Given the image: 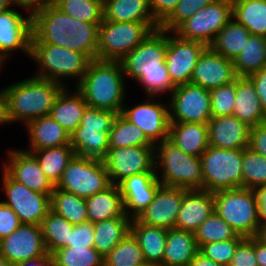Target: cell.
<instances>
[{
    "instance_id": "obj_1",
    "label": "cell",
    "mask_w": 266,
    "mask_h": 266,
    "mask_svg": "<svg viewBox=\"0 0 266 266\" xmlns=\"http://www.w3.org/2000/svg\"><path fill=\"white\" fill-rule=\"evenodd\" d=\"M32 14L31 43H47L97 57L99 25L83 22L63 13L55 5L37 8Z\"/></svg>"
},
{
    "instance_id": "obj_2",
    "label": "cell",
    "mask_w": 266,
    "mask_h": 266,
    "mask_svg": "<svg viewBox=\"0 0 266 266\" xmlns=\"http://www.w3.org/2000/svg\"><path fill=\"white\" fill-rule=\"evenodd\" d=\"M166 52L167 31L157 29L120 60L124 75L141 83L152 100L177 87L167 70Z\"/></svg>"
},
{
    "instance_id": "obj_3",
    "label": "cell",
    "mask_w": 266,
    "mask_h": 266,
    "mask_svg": "<svg viewBox=\"0 0 266 266\" xmlns=\"http://www.w3.org/2000/svg\"><path fill=\"white\" fill-rule=\"evenodd\" d=\"M66 84L31 76L4 88L7 122L31 120L48 116L55 99Z\"/></svg>"
},
{
    "instance_id": "obj_4",
    "label": "cell",
    "mask_w": 266,
    "mask_h": 266,
    "mask_svg": "<svg viewBox=\"0 0 266 266\" xmlns=\"http://www.w3.org/2000/svg\"><path fill=\"white\" fill-rule=\"evenodd\" d=\"M124 77L120 61L95 59L75 87L88 106L120 114L126 100Z\"/></svg>"
},
{
    "instance_id": "obj_5",
    "label": "cell",
    "mask_w": 266,
    "mask_h": 266,
    "mask_svg": "<svg viewBox=\"0 0 266 266\" xmlns=\"http://www.w3.org/2000/svg\"><path fill=\"white\" fill-rule=\"evenodd\" d=\"M154 147L155 169H161V175L156 173V176L162 185L203 189L201 158L185 153L169 139L156 143Z\"/></svg>"
},
{
    "instance_id": "obj_6",
    "label": "cell",
    "mask_w": 266,
    "mask_h": 266,
    "mask_svg": "<svg viewBox=\"0 0 266 266\" xmlns=\"http://www.w3.org/2000/svg\"><path fill=\"white\" fill-rule=\"evenodd\" d=\"M30 58L40 69L33 76L61 84L65 78H75L78 79L77 85L91 61L85 54L47 43H31Z\"/></svg>"
},
{
    "instance_id": "obj_7",
    "label": "cell",
    "mask_w": 266,
    "mask_h": 266,
    "mask_svg": "<svg viewBox=\"0 0 266 266\" xmlns=\"http://www.w3.org/2000/svg\"><path fill=\"white\" fill-rule=\"evenodd\" d=\"M214 211L238 235L243 237L257 235L261 223L255 190L242 187L215 192Z\"/></svg>"
},
{
    "instance_id": "obj_8",
    "label": "cell",
    "mask_w": 266,
    "mask_h": 266,
    "mask_svg": "<svg viewBox=\"0 0 266 266\" xmlns=\"http://www.w3.org/2000/svg\"><path fill=\"white\" fill-rule=\"evenodd\" d=\"M157 29L153 22H113L103 19L99 25L96 59L120 61Z\"/></svg>"
},
{
    "instance_id": "obj_9",
    "label": "cell",
    "mask_w": 266,
    "mask_h": 266,
    "mask_svg": "<svg viewBox=\"0 0 266 266\" xmlns=\"http://www.w3.org/2000/svg\"><path fill=\"white\" fill-rule=\"evenodd\" d=\"M243 149L209 146L202 154L203 190L218 192L242 188Z\"/></svg>"
},
{
    "instance_id": "obj_10",
    "label": "cell",
    "mask_w": 266,
    "mask_h": 266,
    "mask_svg": "<svg viewBox=\"0 0 266 266\" xmlns=\"http://www.w3.org/2000/svg\"><path fill=\"white\" fill-rule=\"evenodd\" d=\"M111 185L102 160L75 155L55 187L86 199Z\"/></svg>"
},
{
    "instance_id": "obj_11",
    "label": "cell",
    "mask_w": 266,
    "mask_h": 266,
    "mask_svg": "<svg viewBox=\"0 0 266 266\" xmlns=\"http://www.w3.org/2000/svg\"><path fill=\"white\" fill-rule=\"evenodd\" d=\"M233 18L232 0H213L182 22L173 33L210 47L218 32Z\"/></svg>"
},
{
    "instance_id": "obj_12",
    "label": "cell",
    "mask_w": 266,
    "mask_h": 266,
    "mask_svg": "<svg viewBox=\"0 0 266 266\" xmlns=\"http://www.w3.org/2000/svg\"><path fill=\"white\" fill-rule=\"evenodd\" d=\"M2 171V189L7 200L1 202L17 214L22 224L40 226L44 217L51 210V193L32 191L24 184L12 179L4 170Z\"/></svg>"
},
{
    "instance_id": "obj_13",
    "label": "cell",
    "mask_w": 266,
    "mask_h": 266,
    "mask_svg": "<svg viewBox=\"0 0 266 266\" xmlns=\"http://www.w3.org/2000/svg\"><path fill=\"white\" fill-rule=\"evenodd\" d=\"M170 123H203L212 119L210 91L187 83L178 85L171 93Z\"/></svg>"
},
{
    "instance_id": "obj_14",
    "label": "cell",
    "mask_w": 266,
    "mask_h": 266,
    "mask_svg": "<svg viewBox=\"0 0 266 266\" xmlns=\"http://www.w3.org/2000/svg\"><path fill=\"white\" fill-rule=\"evenodd\" d=\"M111 183L140 173H158L155 169L154 146H131L109 149L102 160Z\"/></svg>"
},
{
    "instance_id": "obj_15",
    "label": "cell",
    "mask_w": 266,
    "mask_h": 266,
    "mask_svg": "<svg viewBox=\"0 0 266 266\" xmlns=\"http://www.w3.org/2000/svg\"><path fill=\"white\" fill-rule=\"evenodd\" d=\"M151 99L144 103L135 104L133 107H122L121 115L139 127L146 137L155 145L169 139L170 113L169 104H162Z\"/></svg>"
},
{
    "instance_id": "obj_16",
    "label": "cell",
    "mask_w": 266,
    "mask_h": 266,
    "mask_svg": "<svg viewBox=\"0 0 266 266\" xmlns=\"http://www.w3.org/2000/svg\"><path fill=\"white\" fill-rule=\"evenodd\" d=\"M206 48L207 46L200 42L184 40L173 32H167L165 63L176 86L190 83L195 65Z\"/></svg>"
},
{
    "instance_id": "obj_17",
    "label": "cell",
    "mask_w": 266,
    "mask_h": 266,
    "mask_svg": "<svg viewBox=\"0 0 266 266\" xmlns=\"http://www.w3.org/2000/svg\"><path fill=\"white\" fill-rule=\"evenodd\" d=\"M0 253L11 266L45 256L48 252L41 227L36 224H21L13 233L0 241Z\"/></svg>"
},
{
    "instance_id": "obj_18",
    "label": "cell",
    "mask_w": 266,
    "mask_h": 266,
    "mask_svg": "<svg viewBox=\"0 0 266 266\" xmlns=\"http://www.w3.org/2000/svg\"><path fill=\"white\" fill-rule=\"evenodd\" d=\"M31 37V13L25 17L10 7L0 12V56L5 61L16 50H21L30 57Z\"/></svg>"
},
{
    "instance_id": "obj_19",
    "label": "cell",
    "mask_w": 266,
    "mask_h": 266,
    "mask_svg": "<svg viewBox=\"0 0 266 266\" xmlns=\"http://www.w3.org/2000/svg\"><path fill=\"white\" fill-rule=\"evenodd\" d=\"M2 169L14 180L39 193H52L54 185L43 173L36 157L25 150L7 151Z\"/></svg>"
},
{
    "instance_id": "obj_20",
    "label": "cell",
    "mask_w": 266,
    "mask_h": 266,
    "mask_svg": "<svg viewBox=\"0 0 266 266\" xmlns=\"http://www.w3.org/2000/svg\"><path fill=\"white\" fill-rule=\"evenodd\" d=\"M188 189L161 185L153 201L136 219L148 226L175 228L183 195Z\"/></svg>"
},
{
    "instance_id": "obj_21",
    "label": "cell",
    "mask_w": 266,
    "mask_h": 266,
    "mask_svg": "<svg viewBox=\"0 0 266 266\" xmlns=\"http://www.w3.org/2000/svg\"><path fill=\"white\" fill-rule=\"evenodd\" d=\"M237 78L233 61L217 54L211 47H207L195 65L190 83L210 90Z\"/></svg>"
},
{
    "instance_id": "obj_22",
    "label": "cell",
    "mask_w": 266,
    "mask_h": 266,
    "mask_svg": "<svg viewBox=\"0 0 266 266\" xmlns=\"http://www.w3.org/2000/svg\"><path fill=\"white\" fill-rule=\"evenodd\" d=\"M161 185L156 173H140L121 181L118 186L125 214L131 219L136 218L153 201Z\"/></svg>"
},
{
    "instance_id": "obj_23",
    "label": "cell",
    "mask_w": 266,
    "mask_h": 266,
    "mask_svg": "<svg viewBox=\"0 0 266 266\" xmlns=\"http://www.w3.org/2000/svg\"><path fill=\"white\" fill-rule=\"evenodd\" d=\"M213 211V192L203 189L187 190L183 195L175 228L194 233Z\"/></svg>"
},
{
    "instance_id": "obj_24",
    "label": "cell",
    "mask_w": 266,
    "mask_h": 266,
    "mask_svg": "<svg viewBox=\"0 0 266 266\" xmlns=\"http://www.w3.org/2000/svg\"><path fill=\"white\" fill-rule=\"evenodd\" d=\"M250 127L233 115L212 118L208 122L209 146L222 149H245Z\"/></svg>"
},
{
    "instance_id": "obj_25",
    "label": "cell",
    "mask_w": 266,
    "mask_h": 266,
    "mask_svg": "<svg viewBox=\"0 0 266 266\" xmlns=\"http://www.w3.org/2000/svg\"><path fill=\"white\" fill-rule=\"evenodd\" d=\"M168 229L148 226L132 219L130 233L137 240L148 266H162Z\"/></svg>"
},
{
    "instance_id": "obj_26",
    "label": "cell",
    "mask_w": 266,
    "mask_h": 266,
    "mask_svg": "<svg viewBox=\"0 0 266 266\" xmlns=\"http://www.w3.org/2000/svg\"><path fill=\"white\" fill-rule=\"evenodd\" d=\"M232 115L249 127L266 122V116L262 110L256 88L248 77L237 78V91Z\"/></svg>"
},
{
    "instance_id": "obj_27",
    "label": "cell",
    "mask_w": 266,
    "mask_h": 266,
    "mask_svg": "<svg viewBox=\"0 0 266 266\" xmlns=\"http://www.w3.org/2000/svg\"><path fill=\"white\" fill-rule=\"evenodd\" d=\"M66 89L64 87L55 99L49 116L71 135L79 126L83 112L88 104L76 87L73 94Z\"/></svg>"
},
{
    "instance_id": "obj_28",
    "label": "cell",
    "mask_w": 266,
    "mask_h": 266,
    "mask_svg": "<svg viewBox=\"0 0 266 266\" xmlns=\"http://www.w3.org/2000/svg\"><path fill=\"white\" fill-rule=\"evenodd\" d=\"M29 150L70 145V135L52 117L43 116L28 122Z\"/></svg>"
},
{
    "instance_id": "obj_29",
    "label": "cell",
    "mask_w": 266,
    "mask_h": 266,
    "mask_svg": "<svg viewBox=\"0 0 266 266\" xmlns=\"http://www.w3.org/2000/svg\"><path fill=\"white\" fill-rule=\"evenodd\" d=\"M169 140L185 153L201 158L209 147L208 124L170 123Z\"/></svg>"
},
{
    "instance_id": "obj_30",
    "label": "cell",
    "mask_w": 266,
    "mask_h": 266,
    "mask_svg": "<svg viewBox=\"0 0 266 266\" xmlns=\"http://www.w3.org/2000/svg\"><path fill=\"white\" fill-rule=\"evenodd\" d=\"M88 221L96 223L112 218H129L125 214L123 198L118 185L112 184L106 190L85 199Z\"/></svg>"
},
{
    "instance_id": "obj_31",
    "label": "cell",
    "mask_w": 266,
    "mask_h": 266,
    "mask_svg": "<svg viewBox=\"0 0 266 266\" xmlns=\"http://www.w3.org/2000/svg\"><path fill=\"white\" fill-rule=\"evenodd\" d=\"M198 252L194 233L176 228L168 229L162 266H188Z\"/></svg>"
},
{
    "instance_id": "obj_32",
    "label": "cell",
    "mask_w": 266,
    "mask_h": 266,
    "mask_svg": "<svg viewBox=\"0 0 266 266\" xmlns=\"http://www.w3.org/2000/svg\"><path fill=\"white\" fill-rule=\"evenodd\" d=\"M104 20L113 22H153L149 0H107L103 6Z\"/></svg>"
},
{
    "instance_id": "obj_33",
    "label": "cell",
    "mask_w": 266,
    "mask_h": 266,
    "mask_svg": "<svg viewBox=\"0 0 266 266\" xmlns=\"http://www.w3.org/2000/svg\"><path fill=\"white\" fill-rule=\"evenodd\" d=\"M131 218H112L94 223V248L105 257L129 233Z\"/></svg>"
},
{
    "instance_id": "obj_34",
    "label": "cell",
    "mask_w": 266,
    "mask_h": 266,
    "mask_svg": "<svg viewBox=\"0 0 266 266\" xmlns=\"http://www.w3.org/2000/svg\"><path fill=\"white\" fill-rule=\"evenodd\" d=\"M25 151L31 152L36 157L43 173L54 186L61 180L63 171L76 155L70 145Z\"/></svg>"
},
{
    "instance_id": "obj_35",
    "label": "cell",
    "mask_w": 266,
    "mask_h": 266,
    "mask_svg": "<svg viewBox=\"0 0 266 266\" xmlns=\"http://www.w3.org/2000/svg\"><path fill=\"white\" fill-rule=\"evenodd\" d=\"M250 31L232 18L217 34L211 48L219 55L234 61L243 50Z\"/></svg>"
},
{
    "instance_id": "obj_36",
    "label": "cell",
    "mask_w": 266,
    "mask_h": 266,
    "mask_svg": "<svg viewBox=\"0 0 266 266\" xmlns=\"http://www.w3.org/2000/svg\"><path fill=\"white\" fill-rule=\"evenodd\" d=\"M233 18L251 35L266 37V0H232Z\"/></svg>"
},
{
    "instance_id": "obj_37",
    "label": "cell",
    "mask_w": 266,
    "mask_h": 266,
    "mask_svg": "<svg viewBox=\"0 0 266 266\" xmlns=\"http://www.w3.org/2000/svg\"><path fill=\"white\" fill-rule=\"evenodd\" d=\"M70 146L77 156L103 160L109 150V132L76 129L70 135Z\"/></svg>"
},
{
    "instance_id": "obj_38",
    "label": "cell",
    "mask_w": 266,
    "mask_h": 266,
    "mask_svg": "<svg viewBox=\"0 0 266 266\" xmlns=\"http://www.w3.org/2000/svg\"><path fill=\"white\" fill-rule=\"evenodd\" d=\"M233 63L238 77H248L266 67V37L250 35Z\"/></svg>"
},
{
    "instance_id": "obj_39",
    "label": "cell",
    "mask_w": 266,
    "mask_h": 266,
    "mask_svg": "<svg viewBox=\"0 0 266 266\" xmlns=\"http://www.w3.org/2000/svg\"><path fill=\"white\" fill-rule=\"evenodd\" d=\"M50 206L51 211L64 217L73 225L88 221L85 199L75 194L54 187Z\"/></svg>"
},
{
    "instance_id": "obj_40",
    "label": "cell",
    "mask_w": 266,
    "mask_h": 266,
    "mask_svg": "<svg viewBox=\"0 0 266 266\" xmlns=\"http://www.w3.org/2000/svg\"><path fill=\"white\" fill-rule=\"evenodd\" d=\"M131 146H154L144 132L117 114L109 132V149Z\"/></svg>"
},
{
    "instance_id": "obj_41",
    "label": "cell",
    "mask_w": 266,
    "mask_h": 266,
    "mask_svg": "<svg viewBox=\"0 0 266 266\" xmlns=\"http://www.w3.org/2000/svg\"><path fill=\"white\" fill-rule=\"evenodd\" d=\"M73 226L74 225L64 217L51 210L48 212L42 220L40 227L49 254H52L62 247H67V242H69L70 237V228H73Z\"/></svg>"
},
{
    "instance_id": "obj_42",
    "label": "cell",
    "mask_w": 266,
    "mask_h": 266,
    "mask_svg": "<svg viewBox=\"0 0 266 266\" xmlns=\"http://www.w3.org/2000/svg\"><path fill=\"white\" fill-rule=\"evenodd\" d=\"M104 266H148L134 236L129 233L104 257Z\"/></svg>"
},
{
    "instance_id": "obj_43",
    "label": "cell",
    "mask_w": 266,
    "mask_h": 266,
    "mask_svg": "<svg viewBox=\"0 0 266 266\" xmlns=\"http://www.w3.org/2000/svg\"><path fill=\"white\" fill-rule=\"evenodd\" d=\"M195 240L200 247L203 244L234 239L236 231L215 211L194 232Z\"/></svg>"
},
{
    "instance_id": "obj_44",
    "label": "cell",
    "mask_w": 266,
    "mask_h": 266,
    "mask_svg": "<svg viewBox=\"0 0 266 266\" xmlns=\"http://www.w3.org/2000/svg\"><path fill=\"white\" fill-rule=\"evenodd\" d=\"M242 187L255 190L266 185V158L249 147L243 149Z\"/></svg>"
},
{
    "instance_id": "obj_45",
    "label": "cell",
    "mask_w": 266,
    "mask_h": 266,
    "mask_svg": "<svg viewBox=\"0 0 266 266\" xmlns=\"http://www.w3.org/2000/svg\"><path fill=\"white\" fill-rule=\"evenodd\" d=\"M51 255L58 266H104V257L95 248L62 247Z\"/></svg>"
},
{
    "instance_id": "obj_46",
    "label": "cell",
    "mask_w": 266,
    "mask_h": 266,
    "mask_svg": "<svg viewBox=\"0 0 266 266\" xmlns=\"http://www.w3.org/2000/svg\"><path fill=\"white\" fill-rule=\"evenodd\" d=\"M55 6L63 13L88 23H101L103 5L94 0H59Z\"/></svg>"
},
{
    "instance_id": "obj_47",
    "label": "cell",
    "mask_w": 266,
    "mask_h": 266,
    "mask_svg": "<svg viewBox=\"0 0 266 266\" xmlns=\"http://www.w3.org/2000/svg\"><path fill=\"white\" fill-rule=\"evenodd\" d=\"M209 91L212 118L232 115L237 91V79L220 87L212 88Z\"/></svg>"
},
{
    "instance_id": "obj_48",
    "label": "cell",
    "mask_w": 266,
    "mask_h": 266,
    "mask_svg": "<svg viewBox=\"0 0 266 266\" xmlns=\"http://www.w3.org/2000/svg\"><path fill=\"white\" fill-rule=\"evenodd\" d=\"M244 238L238 235L234 239L203 244L199 247V253L221 266H229L238 244Z\"/></svg>"
},
{
    "instance_id": "obj_49",
    "label": "cell",
    "mask_w": 266,
    "mask_h": 266,
    "mask_svg": "<svg viewBox=\"0 0 266 266\" xmlns=\"http://www.w3.org/2000/svg\"><path fill=\"white\" fill-rule=\"evenodd\" d=\"M213 0H180L172 14L160 25V29L173 32L182 22L193 16Z\"/></svg>"
},
{
    "instance_id": "obj_50",
    "label": "cell",
    "mask_w": 266,
    "mask_h": 266,
    "mask_svg": "<svg viewBox=\"0 0 266 266\" xmlns=\"http://www.w3.org/2000/svg\"><path fill=\"white\" fill-rule=\"evenodd\" d=\"M116 112L87 106L77 129H91L96 132H110Z\"/></svg>"
},
{
    "instance_id": "obj_51",
    "label": "cell",
    "mask_w": 266,
    "mask_h": 266,
    "mask_svg": "<svg viewBox=\"0 0 266 266\" xmlns=\"http://www.w3.org/2000/svg\"><path fill=\"white\" fill-rule=\"evenodd\" d=\"M67 247L94 248V223L87 221L75 224L73 228H70Z\"/></svg>"
},
{
    "instance_id": "obj_52",
    "label": "cell",
    "mask_w": 266,
    "mask_h": 266,
    "mask_svg": "<svg viewBox=\"0 0 266 266\" xmlns=\"http://www.w3.org/2000/svg\"><path fill=\"white\" fill-rule=\"evenodd\" d=\"M229 266H258L255 255V237H245L238 244Z\"/></svg>"
},
{
    "instance_id": "obj_53",
    "label": "cell",
    "mask_w": 266,
    "mask_h": 266,
    "mask_svg": "<svg viewBox=\"0 0 266 266\" xmlns=\"http://www.w3.org/2000/svg\"><path fill=\"white\" fill-rule=\"evenodd\" d=\"M21 224L17 214L0 201V241L13 233Z\"/></svg>"
},
{
    "instance_id": "obj_54",
    "label": "cell",
    "mask_w": 266,
    "mask_h": 266,
    "mask_svg": "<svg viewBox=\"0 0 266 266\" xmlns=\"http://www.w3.org/2000/svg\"><path fill=\"white\" fill-rule=\"evenodd\" d=\"M180 0H149L151 13L161 25L175 10Z\"/></svg>"
},
{
    "instance_id": "obj_55",
    "label": "cell",
    "mask_w": 266,
    "mask_h": 266,
    "mask_svg": "<svg viewBox=\"0 0 266 266\" xmlns=\"http://www.w3.org/2000/svg\"><path fill=\"white\" fill-rule=\"evenodd\" d=\"M248 147L266 158V122L250 127Z\"/></svg>"
},
{
    "instance_id": "obj_56",
    "label": "cell",
    "mask_w": 266,
    "mask_h": 266,
    "mask_svg": "<svg viewBox=\"0 0 266 266\" xmlns=\"http://www.w3.org/2000/svg\"><path fill=\"white\" fill-rule=\"evenodd\" d=\"M253 82L261 102V107L266 116V67L248 76Z\"/></svg>"
},
{
    "instance_id": "obj_57",
    "label": "cell",
    "mask_w": 266,
    "mask_h": 266,
    "mask_svg": "<svg viewBox=\"0 0 266 266\" xmlns=\"http://www.w3.org/2000/svg\"><path fill=\"white\" fill-rule=\"evenodd\" d=\"M258 200L259 221L261 225L266 224V185L255 189Z\"/></svg>"
},
{
    "instance_id": "obj_58",
    "label": "cell",
    "mask_w": 266,
    "mask_h": 266,
    "mask_svg": "<svg viewBox=\"0 0 266 266\" xmlns=\"http://www.w3.org/2000/svg\"><path fill=\"white\" fill-rule=\"evenodd\" d=\"M16 266H58V264L52 255L47 253L45 256L22 261Z\"/></svg>"
},
{
    "instance_id": "obj_59",
    "label": "cell",
    "mask_w": 266,
    "mask_h": 266,
    "mask_svg": "<svg viewBox=\"0 0 266 266\" xmlns=\"http://www.w3.org/2000/svg\"><path fill=\"white\" fill-rule=\"evenodd\" d=\"M18 3L23 5L25 9L31 13L33 10L47 6V5H55L59 0H16Z\"/></svg>"
},
{
    "instance_id": "obj_60",
    "label": "cell",
    "mask_w": 266,
    "mask_h": 266,
    "mask_svg": "<svg viewBox=\"0 0 266 266\" xmlns=\"http://www.w3.org/2000/svg\"><path fill=\"white\" fill-rule=\"evenodd\" d=\"M255 255L258 266H266V245L255 237Z\"/></svg>"
},
{
    "instance_id": "obj_61",
    "label": "cell",
    "mask_w": 266,
    "mask_h": 266,
    "mask_svg": "<svg viewBox=\"0 0 266 266\" xmlns=\"http://www.w3.org/2000/svg\"><path fill=\"white\" fill-rule=\"evenodd\" d=\"M188 266H221L220 264L204 257L199 252L195 255V257L189 262Z\"/></svg>"
},
{
    "instance_id": "obj_62",
    "label": "cell",
    "mask_w": 266,
    "mask_h": 266,
    "mask_svg": "<svg viewBox=\"0 0 266 266\" xmlns=\"http://www.w3.org/2000/svg\"><path fill=\"white\" fill-rule=\"evenodd\" d=\"M0 124H8L6 118V96L3 88L0 90Z\"/></svg>"
},
{
    "instance_id": "obj_63",
    "label": "cell",
    "mask_w": 266,
    "mask_h": 266,
    "mask_svg": "<svg viewBox=\"0 0 266 266\" xmlns=\"http://www.w3.org/2000/svg\"><path fill=\"white\" fill-rule=\"evenodd\" d=\"M13 6H19L22 7L23 9L25 8L23 5L18 3L16 0H0V12L8 9L9 7Z\"/></svg>"
},
{
    "instance_id": "obj_64",
    "label": "cell",
    "mask_w": 266,
    "mask_h": 266,
    "mask_svg": "<svg viewBox=\"0 0 266 266\" xmlns=\"http://www.w3.org/2000/svg\"><path fill=\"white\" fill-rule=\"evenodd\" d=\"M255 237L266 245V224L260 225Z\"/></svg>"
},
{
    "instance_id": "obj_65",
    "label": "cell",
    "mask_w": 266,
    "mask_h": 266,
    "mask_svg": "<svg viewBox=\"0 0 266 266\" xmlns=\"http://www.w3.org/2000/svg\"><path fill=\"white\" fill-rule=\"evenodd\" d=\"M0 266H11L6 258L0 253Z\"/></svg>"
},
{
    "instance_id": "obj_66",
    "label": "cell",
    "mask_w": 266,
    "mask_h": 266,
    "mask_svg": "<svg viewBox=\"0 0 266 266\" xmlns=\"http://www.w3.org/2000/svg\"><path fill=\"white\" fill-rule=\"evenodd\" d=\"M104 6V4L107 2V0H94Z\"/></svg>"
},
{
    "instance_id": "obj_67",
    "label": "cell",
    "mask_w": 266,
    "mask_h": 266,
    "mask_svg": "<svg viewBox=\"0 0 266 266\" xmlns=\"http://www.w3.org/2000/svg\"><path fill=\"white\" fill-rule=\"evenodd\" d=\"M5 60L0 56V69L3 67Z\"/></svg>"
}]
</instances>
